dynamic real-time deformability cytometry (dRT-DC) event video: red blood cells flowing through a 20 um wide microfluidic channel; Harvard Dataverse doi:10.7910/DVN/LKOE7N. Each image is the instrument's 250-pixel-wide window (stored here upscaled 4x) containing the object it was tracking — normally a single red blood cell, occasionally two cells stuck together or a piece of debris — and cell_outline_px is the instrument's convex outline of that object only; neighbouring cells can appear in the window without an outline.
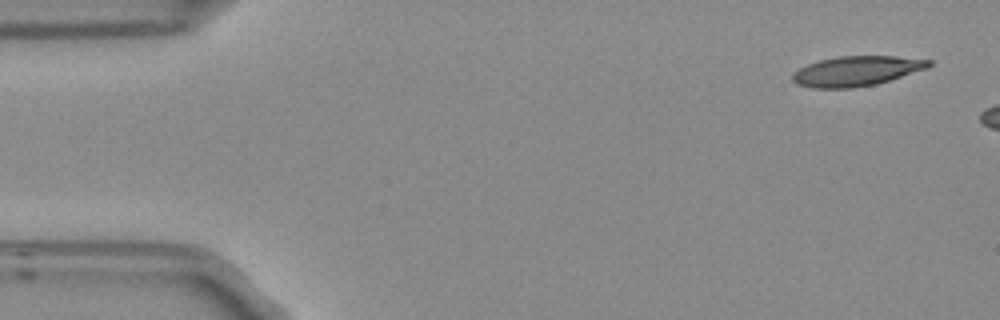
{"species": "Egyptian fruit bat (a non-hibernating species)", "species_latin": "Rousettus aegyptiacus", "temperature_condition": "room temperature", "stored_images_in_passage": 3, "camera_frame_rate_fps": 3000, "um_per_image_px": 0.085, "frame": {"image": 1, "passage_image": 1, "time_ms": 0.0, "image_size_px": [1000, 320], "cell_outline_px": [[932, 64], [928, 68], [876, 84], [852, 88], [812, 88], [796, 84], [792, 80], [792, 76], [800, 68], [808, 64], [820, 60], [836, 56], [896, 56], [932, 60]], "centroid_in_image_um": [72.81, 6.04], "position_along_channel_um": 12.2, "area_um2": 23.7}}